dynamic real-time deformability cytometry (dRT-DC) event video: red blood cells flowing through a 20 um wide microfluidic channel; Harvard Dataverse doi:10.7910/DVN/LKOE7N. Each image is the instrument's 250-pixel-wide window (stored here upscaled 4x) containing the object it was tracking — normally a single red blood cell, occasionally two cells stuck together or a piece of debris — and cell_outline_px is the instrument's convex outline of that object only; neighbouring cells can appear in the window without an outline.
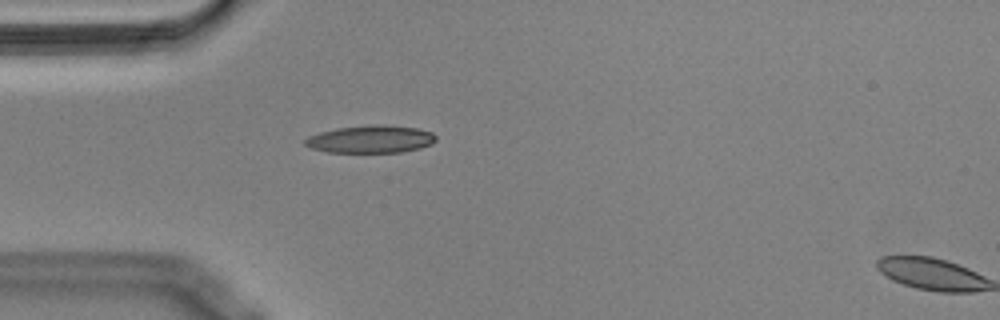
{"species": "Egyptian fruit bat (a non-hibernating species)", "species_latin": "Rousettus aegyptiacus", "temperature_condition": "cold", "stored_images_in_passage": 2, "camera_frame_rate_fps": 3000, "um_per_image_px": 0.085, "animal": {"sex": "male"}, "frame": {"image": 1, "passage_image": 1, "time_ms": 0.0, "image_size_px": [1000, 320], "cell_outline_px": [[436, 140], [432, 144], [420, 148], [400, 152], [328, 152], [312, 148], [304, 144], [304, 140], [308, 136], [320, 132], [336, 128], [372, 124], [384, 124], [416, 128], [432, 132], [436, 136]], "centroid_in_image_um": [31.52, 11.82], "position_along_channel_um": 53.5, "area_um2": 21.1}}